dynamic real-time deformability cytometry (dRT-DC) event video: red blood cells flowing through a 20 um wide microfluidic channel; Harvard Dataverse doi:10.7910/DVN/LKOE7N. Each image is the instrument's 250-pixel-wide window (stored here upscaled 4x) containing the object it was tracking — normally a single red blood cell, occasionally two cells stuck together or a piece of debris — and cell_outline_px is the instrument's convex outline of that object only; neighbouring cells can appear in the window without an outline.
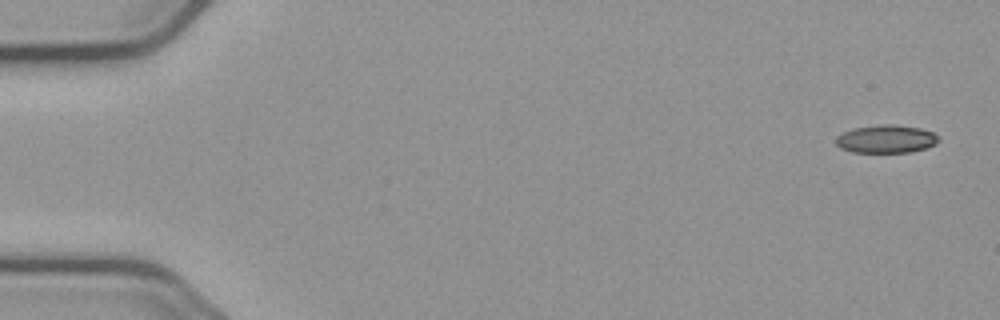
{"species": "common noctule bat (a hibernating species)", "species_latin": "Nyctalus noctula", "temperature_condition": "cold", "stored_images_in_passage": 9, "camera_frame_rate_fps": 3000, "um_per_image_px": 0.085, "animal": {"sex": "male", "body_mass_g": 23.1, "forearm_length_mm": 52.7}, "frame": {"image": 1, "passage_image": 1, "time_ms": 0.0, "image_size_px": [1000, 320], "cell_outline_px": [[940, 140], [936, 144], [928, 148], [912, 152], [852, 152], [840, 148], [836, 144], [836, 136], [852, 128], [876, 124], [896, 124], [920, 128], [932, 132]], "centroid_in_image_um": [75.32, 11.81], "position_along_channel_um": 9.7, "area_um2": 16.99}}
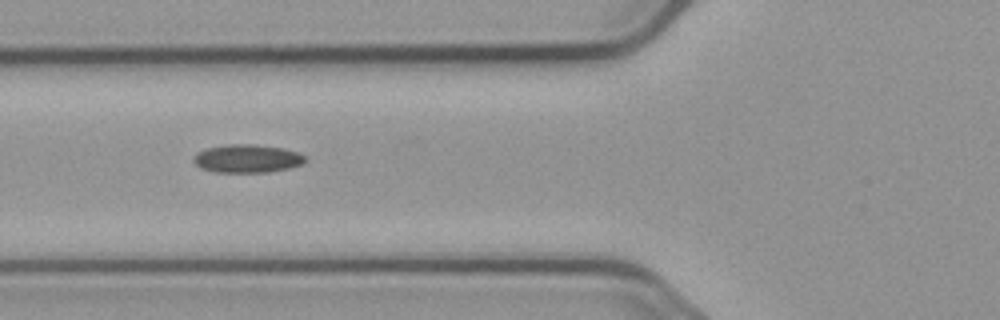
{"frame": {"image": 2, "passage_image": 6, "time_ms": 6.333, "image_size_px": [1000, 320], "cell_outline_px": [[304, 160], [300, 164], [288, 168], [268, 172], [216, 172], [200, 168], [192, 160], [196, 152], [208, 148], [228, 144], [252, 144], [284, 148], [296, 152], [304, 156]], "centroid_in_image_um": [20.95, 13.47], "position_along_channel_um": 104.8, "area_um2": 18.15}}
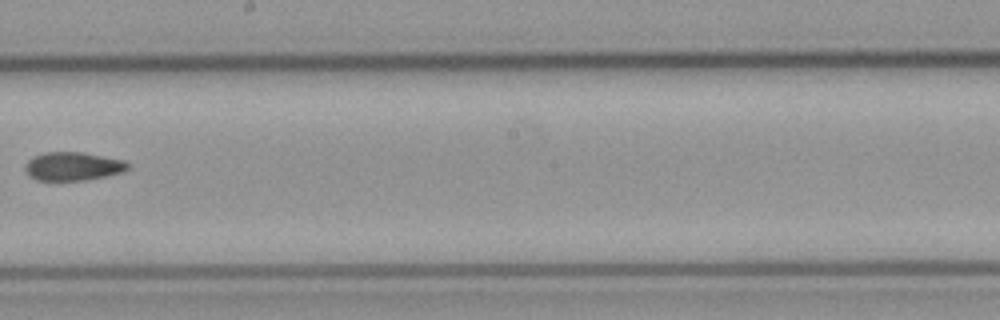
{"frame": {"image": 3, "passage_image": 9, "time_ms": 10.0, "image_size_px": [1000, 320], "cell_outline_px": [[128, 168], [124, 172], [88, 180], [36, 180], [28, 176], [24, 168], [28, 160], [44, 152], [84, 152], [124, 160], [128, 164]], "centroid_in_image_um": [6.2, 14.14], "position_along_channel_um": 242.0, "area_um2": 17.11}}